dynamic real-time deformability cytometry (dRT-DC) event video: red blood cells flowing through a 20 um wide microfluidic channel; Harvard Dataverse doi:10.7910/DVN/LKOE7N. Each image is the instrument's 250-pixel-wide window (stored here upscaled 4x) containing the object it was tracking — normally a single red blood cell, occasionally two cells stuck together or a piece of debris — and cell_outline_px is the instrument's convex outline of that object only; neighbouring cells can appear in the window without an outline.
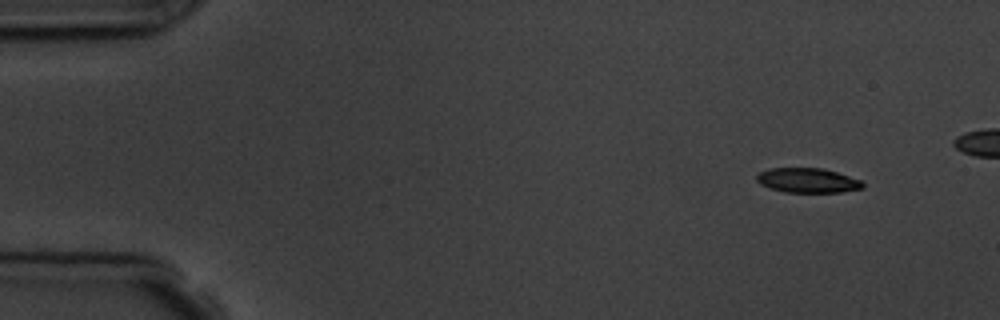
{"species": "common noctule bat (a hibernating species)", "species_latin": "Nyctalus noctula", "temperature_condition": "room temperature", "stored_images_in_passage": 6, "camera_frame_rate_fps": 3000, "um_per_image_px": 0.085, "animal": {"sex": "male", "body_mass_g": 19.5, "forearm_length_mm": 54.6}, "frame": {"image": 1, "passage_image": 1, "time_ms": 0.0, "image_size_px": [1000, 320], "cell_outline_px": [[864, 188], [840, 192], [784, 192], [760, 184], [756, 180], [756, 176], [760, 172], [768, 168], [824, 168], [860, 180], [864, 184]], "centroid_in_image_um": [68.64, 15.33], "position_along_channel_um": 16.4, "area_um2": 15.14}}